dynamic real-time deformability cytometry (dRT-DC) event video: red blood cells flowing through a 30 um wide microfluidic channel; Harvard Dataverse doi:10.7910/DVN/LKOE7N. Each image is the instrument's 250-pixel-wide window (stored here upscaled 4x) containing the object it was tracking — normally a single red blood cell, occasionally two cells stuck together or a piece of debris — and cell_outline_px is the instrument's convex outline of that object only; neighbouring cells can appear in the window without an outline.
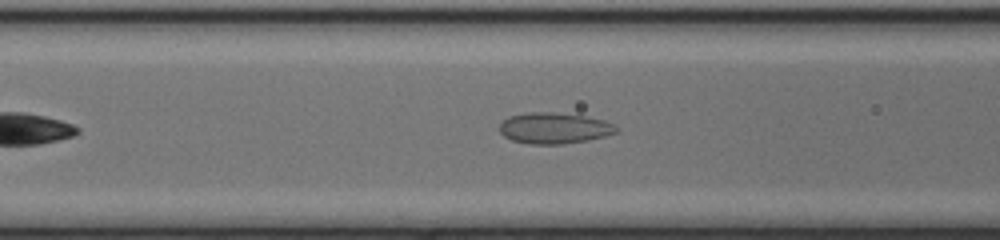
{"species": "common noctule bat (a hibernating species)", "species_latin": "Nyctalus noctula", "temperature_condition": "cold", "stored_images_in_passage": 39, "camera_frame_rate_fps": 3000, "um_per_image_px": 0.085, "animal": {"sex": "female", "body_mass_g": 17.0, "forearm_length_mm": 48.0}, "frame": {"image": 1, "passage_image": 10, "time_ms": 3.0, "image_size_px": [1000, 240], "cell_outline_px": [[620, 128], [616, 132], [604, 136], [588, 140], [564, 144], [528, 144], [512, 140], [504, 136], [500, 132], [500, 124], [508, 116], [532, 112], [552, 112], [584, 116], [604, 120], [616, 124]], "centroid_in_image_um": [47.13, 10.89], "position_along_channel_um": 119.5, "area_um2": 21.15}}
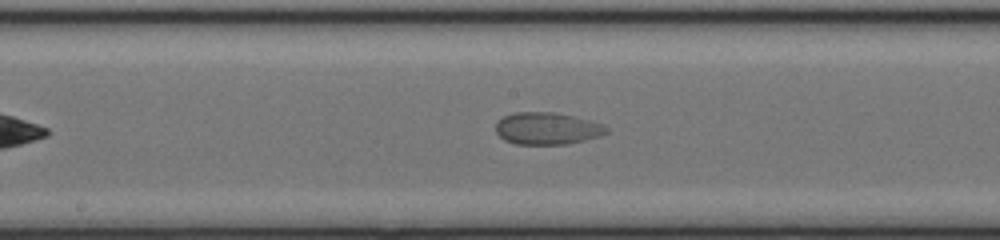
{"frame": {"image": 2, "passage_image": 16, "time_ms": 5.0, "image_size_px": [1000, 240], "cell_outline_px": [[608, 132], [600, 136], [568, 144], [516, 144], [504, 140], [496, 132], [496, 120], [504, 116], [516, 112], [556, 112], [604, 124], [608, 128]], "centroid_in_image_um": [46.5, 10.92], "position_along_channel_um": 201.7, "area_um2": 20.75}}
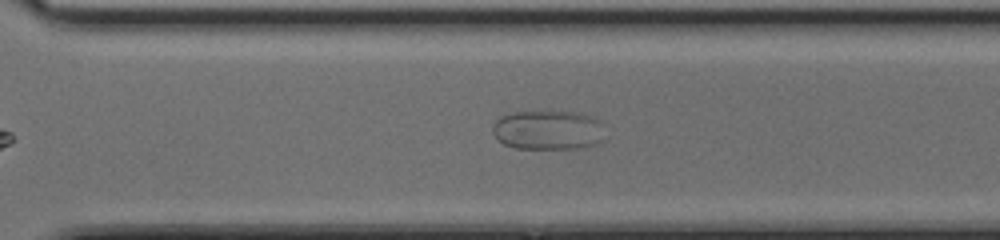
{"frame": {"image": 3, "passage_image": 25, "time_ms": 8.0, "image_size_px": [1000, 240], "cell_outline_px": [[604, 140], [600, 144], [580, 148], [516, 148], [504, 144], [492, 132], [492, 124], [500, 116], [512, 112], [580, 112], [596, 116], [600, 120]], "centroid_in_image_um": [46.63, 11.05], "position_along_channel_um": 324.0, "area_um2": 26.07}}